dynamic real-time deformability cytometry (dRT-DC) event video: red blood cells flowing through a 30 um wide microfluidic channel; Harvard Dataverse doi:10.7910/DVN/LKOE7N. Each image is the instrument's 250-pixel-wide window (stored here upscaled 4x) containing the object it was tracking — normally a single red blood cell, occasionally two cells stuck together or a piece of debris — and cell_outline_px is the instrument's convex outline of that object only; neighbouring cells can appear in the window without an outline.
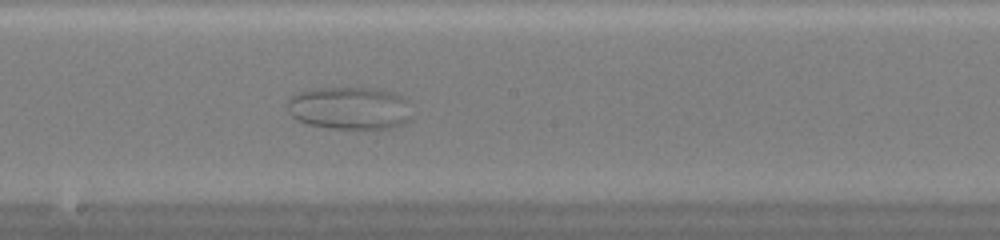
{"species": "common noctule bat (a hibernating species)", "species_latin": "Nyctalus noctula", "temperature_condition": "warm", "stored_images_in_passage": 50, "camera_frame_rate_fps": 3000, "um_per_image_px": 0.085, "animal": {"sex": "female", "body_mass_g": 20.0, "forearm_length_mm": 54.0}, "frame": {"image": 1, "passage_image": 28, "time_ms": 9.0, "image_size_px": [1000, 240], "cell_outline_px": [[408, 120], [400, 124], [388, 128], [328, 128], [308, 124], [296, 120], [288, 112], [288, 100], [296, 92], [316, 88], [368, 88], [392, 92], [400, 96], [404, 100]], "centroid_in_image_um": [29.59, 9.18], "position_along_channel_um": 218.6, "area_um2": 30.29}}